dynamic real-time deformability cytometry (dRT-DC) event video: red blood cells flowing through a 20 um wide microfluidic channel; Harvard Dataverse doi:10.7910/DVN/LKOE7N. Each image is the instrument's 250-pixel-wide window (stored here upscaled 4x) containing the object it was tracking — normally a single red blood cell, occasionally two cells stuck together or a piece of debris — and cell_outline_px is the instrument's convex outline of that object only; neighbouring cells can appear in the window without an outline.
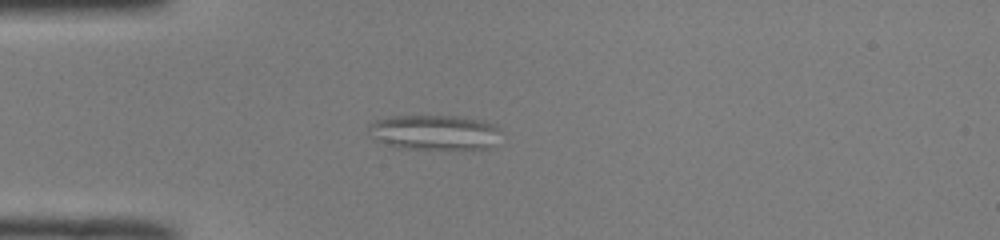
{"species": "common noctule bat (a hibernating species)", "species_latin": "Nyctalus noctula", "temperature_condition": "room temperature", "stored_images_in_passage": 42, "camera_frame_rate_fps": 3000, "um_per_image_px": 0.085, "animal": {"sex": "male", "body_mass_g": 19.0, "forearm_length_mm": 50.8}, "frame": {"image": 1, "passage_image": 8, "time_ms": 2.333, "image_size_px": [1000, 240], "cell_outline_px": [[496, 128], [488, 148], [404, 148], [388, 144], [376, 140], [368, 132], [368, 124], [376, 120], [392, 116], [460, 116], [484, 120], [496, 124]], "centroid_in_image_um": [36.81, 11.21], "position_along_channel_um": 48.2, "area_um2": 26.13}}
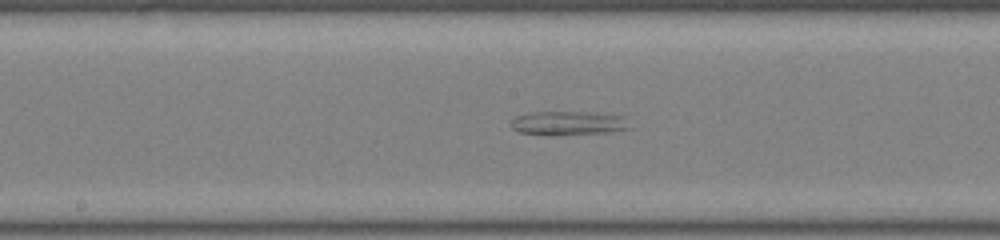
{"frame": {"image": 2, "passage_image": 21, "time_ms": 6.667, "image_size_px": [1000, 240], "cell_outline_px": [[628, 128], [612, 132], [556, 136], [520, 132], [512, 128], [512, 120], [516, 116], [532, 112], [592, 112], [624, 116]], "centroid_in_image_um": [48.29, 10.48], "position_along_channel_um": 199.9, "area_um2": 16.59}}
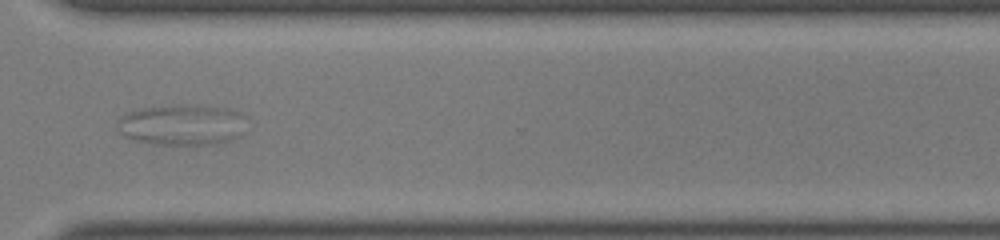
{"frame": {"image": 3, "passage_image": 33, "time_ms": 10.667, "image_size_px": [1000, 240], "cell_outline_px": [[244, 116], [240, 136], [236, 140], [216, 144], [156, 144], [136, 140], [124, 136], [116, 128], [116, 120], [120, 116], [128, 112], [140, 108], [180, 104], [184, 104], [228, 108]], "centroid_in_image_um": [15.43, 10.6], "position_along_channel_um": 355.2, "area_um2": 30.87}}